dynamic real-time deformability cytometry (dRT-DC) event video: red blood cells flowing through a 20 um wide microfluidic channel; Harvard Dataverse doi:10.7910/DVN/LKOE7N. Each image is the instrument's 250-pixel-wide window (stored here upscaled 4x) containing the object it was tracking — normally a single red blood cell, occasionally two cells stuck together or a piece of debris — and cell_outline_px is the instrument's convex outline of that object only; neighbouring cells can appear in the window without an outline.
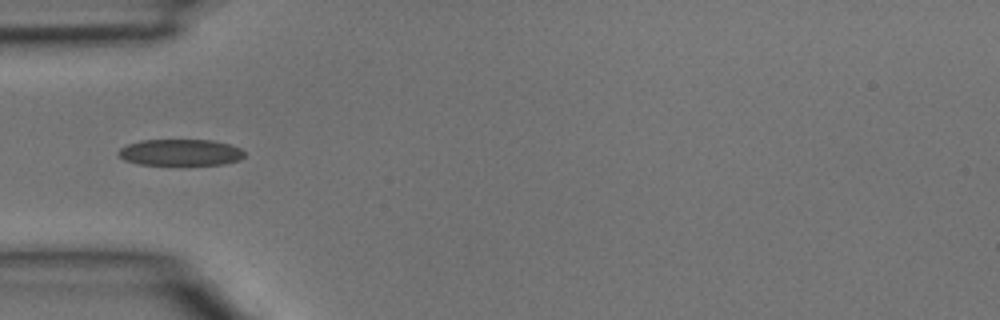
{"species": "common noctule bat (a hibernating species)", "species_latin": "Nyctalus noctula", "temperature_condition": "room temperature", "stored_images_in_passage": 5, "camera_frame_rate_fps": 3000, "um_per_image_px": 0.085, "animal": {"sex": "male", "body_mass_g": 15.6}, "frame": {"image": 1, "passage_image": 4, "time_ms": 1.0, "image_size_px": [1000, 320], "cell_outline_px": [[244, 156], [240, 160], [224, 164], [140, 164], [124, 160], [116, 152], [120, 148], [128, 144], [140, 140], [212, 140], [228, 144], [240, 148], [244, 152]], "centroid_in_image_um": [15.33, 12.95], "position_along_channel_um": 69.7, "area_um2": 19.25}}